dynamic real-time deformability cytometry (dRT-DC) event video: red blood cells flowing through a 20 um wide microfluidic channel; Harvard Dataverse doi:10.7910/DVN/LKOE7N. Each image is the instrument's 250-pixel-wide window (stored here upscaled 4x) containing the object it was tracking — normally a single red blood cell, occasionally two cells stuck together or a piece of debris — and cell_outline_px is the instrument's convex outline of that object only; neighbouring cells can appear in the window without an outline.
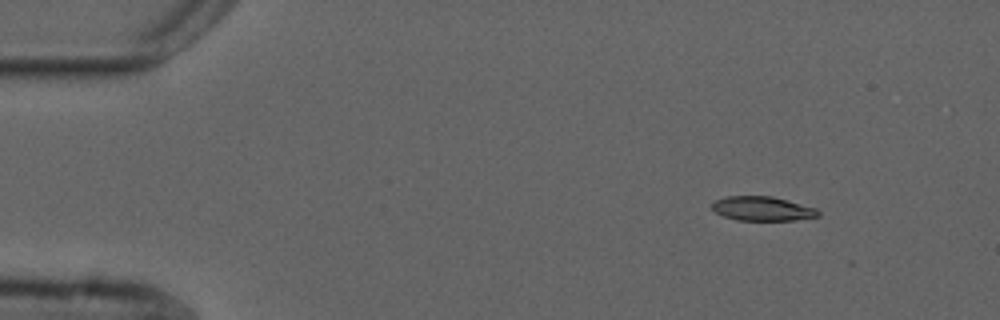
{"species": "common noctule bat (a hibernating species)", "species_latin": "Nyctalus noctula", "temperature_condition": "cold", "stored_images_in_passage": 3, "camera_frame_rate_fps": 3000, "um_per_image_px": 0.085, "animal": {"sex": "male", "forearm_length_mm": 52.5}, "frame": {"image": 1, "passage_image": 1, "time_ms": 0.0, "image_size_px": [1000, 320], "cell_outline_px": [[820, 216], [796, 220], [736, 220], [724, 216], [716, 212], [712, 208], [712, 204], [716, 200], [728, 196], [772, 196], [816, 208], [820, 212]], "centroid_in_image_um": [64.83, 17.74], "position_along_channel_um": 20.2, "area_um2": 14.91}}